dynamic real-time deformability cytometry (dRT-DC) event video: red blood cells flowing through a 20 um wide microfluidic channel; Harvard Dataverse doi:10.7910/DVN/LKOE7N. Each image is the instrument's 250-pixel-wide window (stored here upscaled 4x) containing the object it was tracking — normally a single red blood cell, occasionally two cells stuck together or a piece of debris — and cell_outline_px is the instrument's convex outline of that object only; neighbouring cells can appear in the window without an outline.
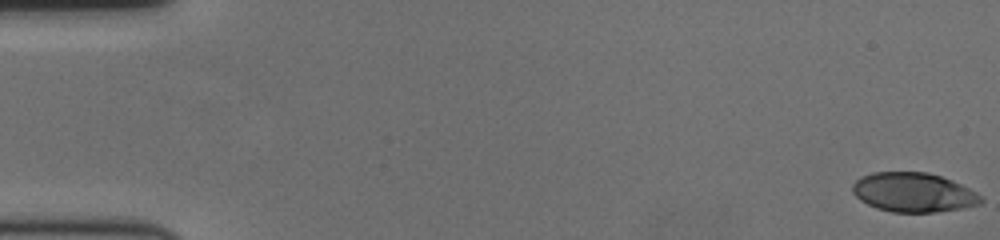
{"species": "human", "species_latin": "Homo sapiens", "temperature_condition": "cold", "stored_images_in_passage": 59, "camera_frame_rate_fps": 3000, "um_per_image_px": 0.085, "donor": {"sex": "female"}, "frame": {"image": 1, "passage_image": 1, "time_ms": 0.0, "image_size_px": [1000, 240], "cell_outline_px": [[984, 200], [980, 204], [960, 208], [936, 212], [892, 212], [876, 208], [860, 200], [852, 192], [852, 184], [860, 176], [872, 172], [928, 172], [952, 180], [976, 192]], "centroid_in_image_um": [77.61, 16.35], "position_along_channel_um": 7.4, "area_um2": 29.42}}
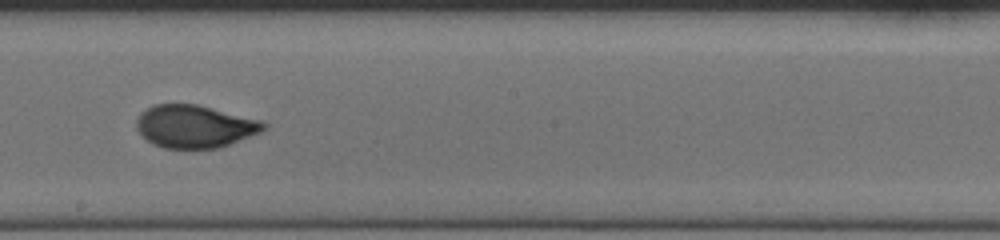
{"frame": {"image": 2, "passage_image": 34, "time_ms": 11.0, "image_size_px": [1000, 240], "cell_outline_px": [[268, 128], [260, 132], [220, 148], [164, 148], [152, 144], [140, 136], [136, 128], [136, 120], [140, 112], [144, 108], [152, 104], [196, 104], [264, 120], [268, 124]], "centroid_in_image_um": [16.54, 10.73], "position_along_channel_um": 231.7, "area_um2": 32.19}}
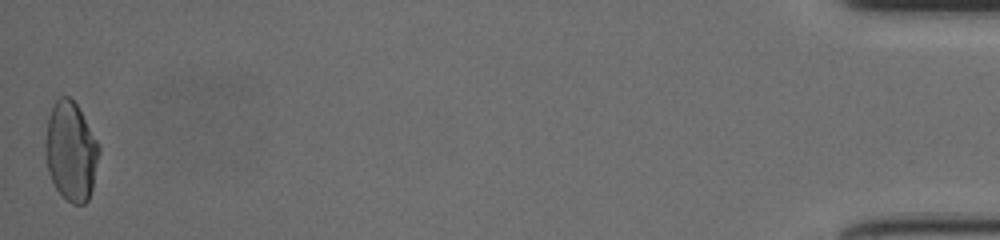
{"frame": {"image": 3, "passage_image": 59, "time_ms": 19.333, "image_size_px": [1000, 240], "cell_outline_px": [[100, 152], [92, 188], [88, 200], [84, 204], [72, 204], [56, 188], [48, 172], [44, 144], [48, 116], [56, 100], [60, 96], [68, 96], [76, 104], [100, 144]], "centroid_in_image_um": [6.03, 12.85], "position_along_channel_um": 429.2, "area_um2": 30.92}, "authors_computed_cell_mechanics": {"area_um2": 30.6918, "velocity_mm_per_s": 3.5393, "shape_relaxation_time_tau1_ms": 6.5015, "shape_relaxation_time_tau2_ms": 0.8463, "deformation_change_tau1": 0.2022, "deformation_change_tau2": 0.0511}}